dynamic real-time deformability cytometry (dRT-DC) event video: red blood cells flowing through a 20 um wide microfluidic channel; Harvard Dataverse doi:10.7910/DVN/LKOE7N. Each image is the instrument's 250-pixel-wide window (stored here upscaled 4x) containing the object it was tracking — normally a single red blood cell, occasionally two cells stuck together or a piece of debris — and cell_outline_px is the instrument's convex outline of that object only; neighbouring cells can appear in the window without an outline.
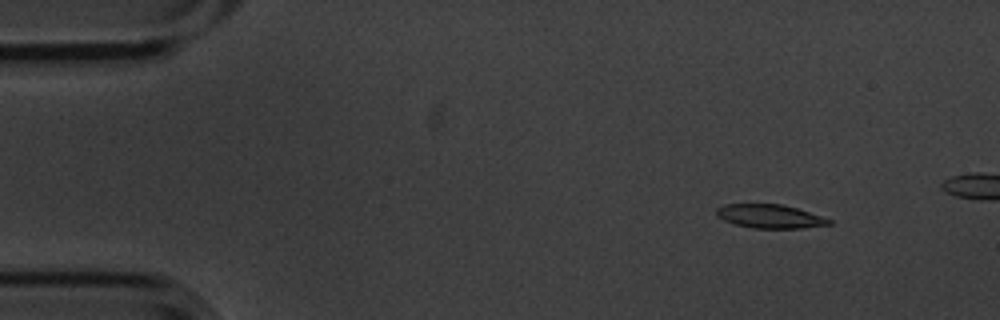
{"species": "common noctule bat (a hibernating species)", "species_latin": "Nyctalus noctula", "temperature_condition": "cold", "stored_images_in_passage": 4, "camera_frame_rate_fps": 3000, "um_per_image_px": 0.085, "animal": {"sex": "male", "body_mass_g": 20.1, "forearm_length_mm": 53.5}, "frame": {"image": 1, "passage_image": 1, "time_ms": 0.0, "image_size_px": [1000, 320], "cell_outline_px": [[832, 224], [804, 228], [752, 228], [736, 224], [724, 220], [716, 216], [716, 208], [724, 204], [780, 204], [796, 208], [832, 220]], "centroid_in_image_um": [65.41, 18.39], "position_along_channel_um": 19.6, "area_um2": 15.43}}